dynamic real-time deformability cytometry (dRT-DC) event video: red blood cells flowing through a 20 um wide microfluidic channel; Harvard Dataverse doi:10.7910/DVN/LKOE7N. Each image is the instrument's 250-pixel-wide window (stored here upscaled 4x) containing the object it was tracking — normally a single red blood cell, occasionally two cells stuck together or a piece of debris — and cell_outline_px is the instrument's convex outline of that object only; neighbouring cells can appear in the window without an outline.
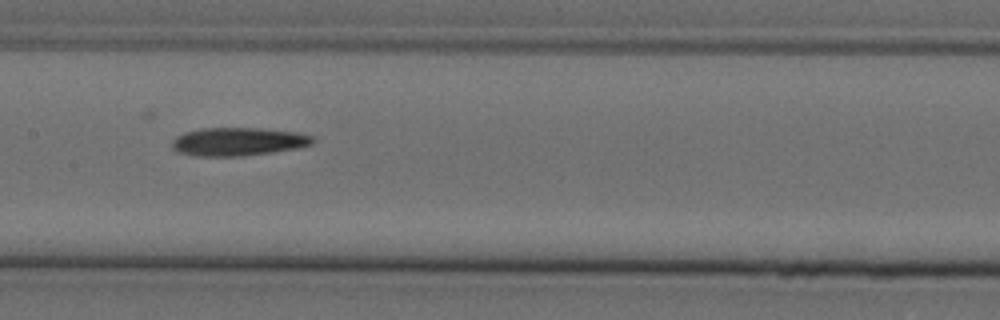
{"species": "Egyptian fruit bat (a non-hibernating species)", "species_latin": "Rousettus aegyptiacus", "temperature_condition": "cold", "stored_images_in_passage": 11, "camera_frame_rate_fps": 3000, "um_per_image_px": 0.085, "animal": {"sex": "female"}, "frame": {"image": 1, "passage_image": 4, "time_ms": 1.0, "image_size_px": [1000, 320], "cell_outline_px": [[316, 140], [312, 144], [300, 148], [272, 152], [240, 156], [196, 156], [176, 152], [172, 148], [172, 140], [176, 136], [184, 132], [200, 128], [260, 128], [296, 132], [312, 136]], "centroid_in_image_um": [20.22, 12.04], "position_along_channel_um": 187.2, "area_um2": 23.35}}